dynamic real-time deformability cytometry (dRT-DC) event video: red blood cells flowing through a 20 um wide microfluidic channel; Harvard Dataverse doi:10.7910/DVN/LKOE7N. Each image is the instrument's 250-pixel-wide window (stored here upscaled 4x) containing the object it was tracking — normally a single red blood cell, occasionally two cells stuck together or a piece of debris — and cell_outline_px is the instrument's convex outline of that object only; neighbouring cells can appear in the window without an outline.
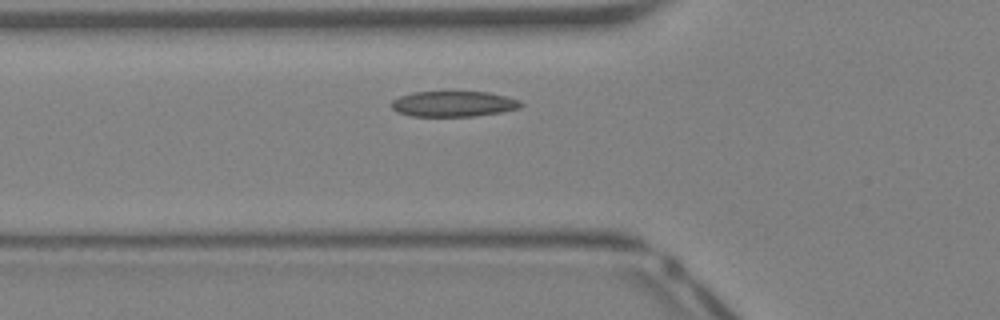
{"species": "Egyptian fruit bat (a non-hibernating species)", "species_latin": "Rousettus aegyptiacus", "temperature_condition": "warm", "stored_images_in_passage": 31, "segment_of_instrument_passage": [1, 2], "camera_frame_rate_fps": 3000, "um_per_image_px": 0.085, "animal": {"sex": "female"}, "frame": {"image": 1, "passage_image": 3, "time_ms": 0.667, "image_size_px": [1000, 320], "cell_outline_px": [[524, 104], [520, 108], [504, 112], [472, 116], [412, 116], [396, 112], [392, 108], [392, 100], [400, 96], [412, 92], [488, 92], [520, 100]], "centroid_in_image_um": [38.56, 8.83], "position_along_channel_um": 87.2, "area_um2": 19.31}}
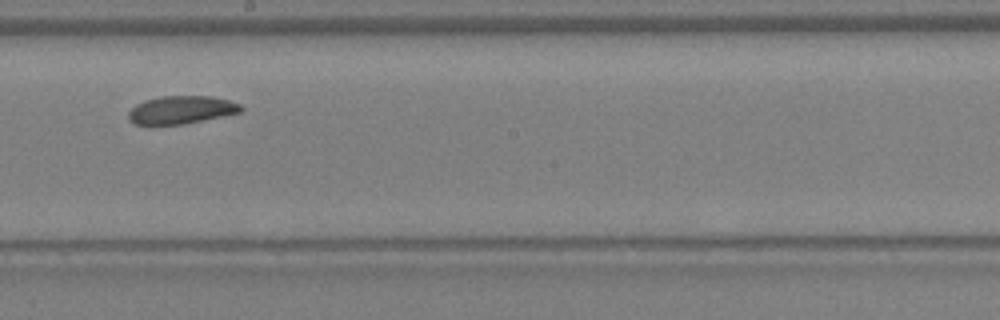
{"frame": {"image": 2, "passage_image": 12, "time_ms": 3.667, "image_size_px": [1000, 320], "cell_outline_px": [[244, 108], [240, 112], [184, 124], [136, 124], [128, 116], [128, 112], [136, 104], [144, 100], [160, 96], [212, 96], [228, 100], [240, 104]], "centroid_in_image_um": [15.42, 9.32], "position_along_channel_um": 232.8, "area_um2": 18.09}}
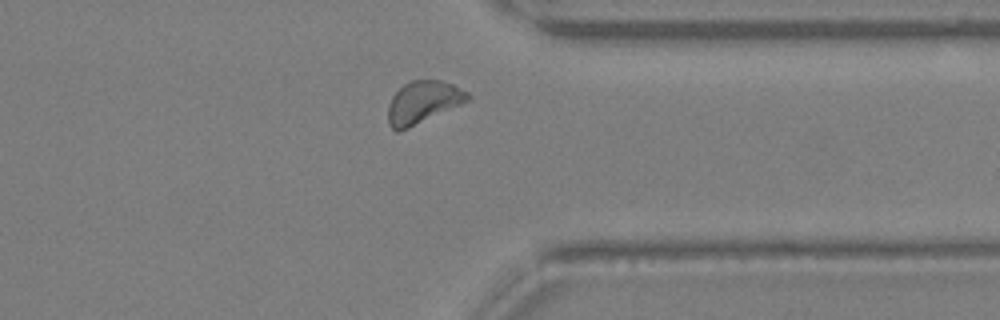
{"frame": {"image": 3, "passage_image": 21, "time_ms": 6.667, "image_size_px": [1000, 320], "cell_outline_px": [[472, 100], [400, 132], [396, 132], [388, 124], [388, 104], [392, 96], [404, 84], [412, 80], [440, 80], [452, 84], [468, 92], [472, 96]], "centroid_in_image_um": [35.98, 8.71], "position_along_channel_um": 375.4, "area_um2": 19.94}}